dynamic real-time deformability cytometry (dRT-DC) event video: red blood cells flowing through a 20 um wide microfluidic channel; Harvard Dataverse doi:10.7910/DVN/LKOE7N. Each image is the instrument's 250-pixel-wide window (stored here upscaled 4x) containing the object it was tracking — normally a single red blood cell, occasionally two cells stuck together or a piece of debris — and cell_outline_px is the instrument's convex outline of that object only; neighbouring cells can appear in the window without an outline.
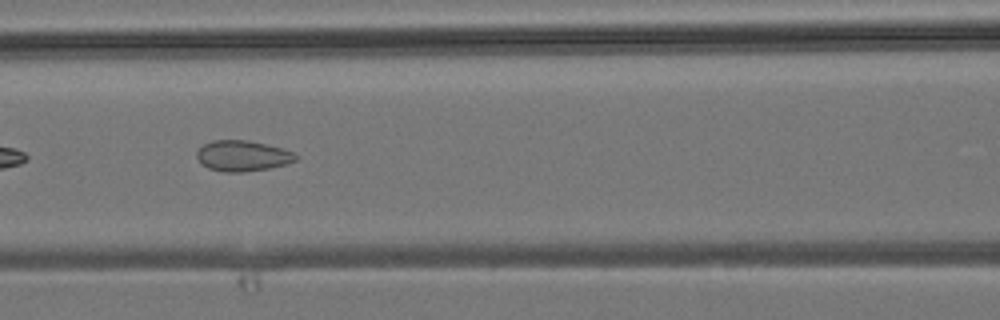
{"species": "common noctule bat (a hibernating species)", "species_latin": "Nyctalus noctula", "temperature_condition": "room temperature", "stored_images_in_passage": 4, "camera_frame_rate_fps": 3000, "um_per_image_px": 0.085, "animal": {"sex": "male", "body_mass_g": 19.2, "forearm_length_mm": 51.8}, "frame": {"image": 1, "passage_image": 4, "time_ms": 3.333, "image_size_px": [1000, 320], "cell_outline_px": [[296, 160], [288, 164], [268, 168], [244, 172], [224, 172], [208, 168], [200, 164], [196, 156], [196, 152], [204, 144], [212, 140], [248, 140], [280, 148], [292, 152], [296, 156]], "centroid_in_image_um": [20.57, 13.25], "position_along_channel_um": 146.0, "area_um2": 17.63}}